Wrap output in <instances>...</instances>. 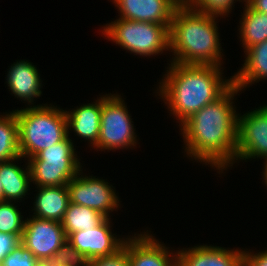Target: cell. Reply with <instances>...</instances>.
Returning <instances> with one entry per match:
<instances>
[{
  "label": "cell",
  "mask_w": 267,
  "mask_h": 266,
  "mask_svg": "<svg viewBox=\"0 0 267 266\" xmlns=\"http://www.w3.org/2000/svg\"><path fill=\"white\" fill-rule=\"evenodd\" d=\"M265 162H264V171H263V180H264V183H265V185L267 186V160H264Z\"/></svg>",
  "instance_id": "31"
},
{
  "label": "cell",
  "mask_w": 267,
  "mask_h": 266,
  "mask_svg": "<svg viewBox=\"0 0 267 266\" xmlns=\"http://www.w3.org/2000/svg\"><path fill=\"white\" fill-rule=\"evenodd\" d=\"M16 202L0 200V233L17 235L20 239L25 220Z\"/></svg>",
  "instance_id": "23"
},
{
  "label": "cell",
  "mask_w": 267,
  "mask_h": 266,
  "mask_svg": "<svg viewBox=\"0 0 267 266\" xmlns=\"http://www.w3.org/2000/svg\"><path fill=\"white\" fill-rule=\"evenodd\" d=\"M247 5L257 12L267 14V0H249Z\"/></svg>",
  "instance_id": "30"
},
{
  "label": "cell",
  "mask_w": 267,
  "mask_h": 266,
  "mask_svg": "<svg viewBox=\"0 0 267 266\" xmlns=\"http://www.w3.org/2000/svg\"><path fill=\"white\" fill-rule=\"evenodd\" d=\"M107 217L95 209L70 202L61 221L68 237L76 231H86L100 225Z\"/></svg>",
  "instance_id": "21"
},
{
  "label": "cell",
  "mask_w": 267,
  "mask_h": 266,
  "mask_svg": "<svg viewBox=\"0 0 267 266\" xmlns=\"http://www.w3.org/2000/svg\"><path fill=\"white\" fill-rule=\"evenodd\" d=\"M18 122L20 156L28 160L70 135L65 110L39 104L13 110Z\"/></svg>",
  "instance_id": "4"
},
{
  "label": "cell",
  "mask_w": 267,
  "mask_h": 266,
  "mask_svg": "<svg viewBox=\"0 0 267 266\" xmlns=\"http://www.w3.org/2000/svg\"><path fill=\"white\" fill-rule=\"evenodd\" d=\"M240 18L239 38L244 51L267 40V14L251 9L247 4Z\"/></svg>",
  "instance_id": "20"
},
{
  "label": "cell",
  "mask_w": 267,
  "mask_h": 266,
  "mask_svg": "<svg viewBox=\"0 0 267 266\" xmlns=\"http://www.w3.org/2000/svg\"><path fill=\"white\" fill-rule=\"evenodd\" d=\"M21 244L17 235L10 233H0V264L2 260Z\"/></svg>",
  "instance_id": "28"
},
{
  "label": "cell",
  "mask_w": 267,
  "mask_h": 266,
  "mask_svg": "<svg viewBox=\"0 0 267 266\" xmlns=\"http://www.w3.org/2000/svg\"><path fill=\"white\" fill-rule=\"evenodd\" d=\"M169 27L152 22H140L118 18L102 26V34L122 49L145 57L170 51Z\"/></svg>",
  "instance_id": "5"
},
{
  "label": "cell",
  "mask_w": 267,
  "mask_h": 266,
  "mask_svg": "<svg viewBox=\"0 0 267 266\" xmlns=\"http://www.w3.org/2000/svg\"><path fill=\"white\" fill-rule=\"evenodd\" d=\"M180 4H185L187 0H177Z\"/></svg>",
  "instance_id": "34"
},
{
  "label": "cell",
  "mask_w": 267,
  "mask_h": 266,
  "mask_svg": "<svg viewBox=\"0 0 267 266\" xmlns=\"http://www.w3.org/2000/svg\"><path fill=\"white\" fill-rule=\"evenodd\" d=\"M236 1L240 2V0H187L185 4L202 13L224 18L232 12Z\"/></svg>",
  "instance_id": "25"
},
{
  "label": "cell",
  "mask_w": 267,
  "mask_h": 266,
  "mask_svg": "<svg viewBox=\"0 0 267 266\" xmlns=\"http://www.w3.org/2000/svg\"><path fill=\"white\" fill-rule=\"evenodd\" d=\"M241 90L233 84L221 97L205 105L180 125L184 151L191 160L223 173L235 164L238 114L233 105ZM215 167V168H214Z\"/></svg>",
  "instance_id": "1"
},
{
  "label": "cell",
  "mask_w": 267,
  "mask_h": 266,
  "mask_svg": "<svg viewBox=\"0 0 267 266\" xmlns=\"http://www.w3.org/2000/svg\"><path fill=\"white\" fill-rule=\"evenodd\" d=\"M129 113L121 95H103L99 139L93 148L104 152L136 148L138 139Z\"/></svg>",
  "instance_id": "7"
},
{
  "label": "cell",
  "mask_w": 267,
  "mask_h": 266,
  "mask_svg": "<svg viewBox=\"0 0 267 266\" xmlns=\"http://www.w3.org/2000/svg\"><path fill=\"white\" fill-rule=\"evenodd\" d=\"M34 197V217L61 222L70 203L67 185L52 187H36Z\"/></svg>",
  "instance_id": "17"
},
{
  "label": "cell",
  "mask_w": 267,
  "mask_h": 266,
  "mask_svg": "<svg viewBox=\"0 0 267 266\" xmlns=\"http://www.w3.org/2000/svg\"><path fill=\"white\" fill-rule=\"evenodd\" d=\"M243 66L233 75V84L241 91L255 82L267 80V40L247 48Z\"/></svg>",
  "instance_id": "19"
},
{
  "label": "cell",
  "mask_w": 267,
  "mask_h": 266,
  "mask_svg": "<svg viewBox=\"0 0 267 266\" xmlns=\"http://www.w3.org/2000/svg\"><path fill=\"white\" fill-rule=\"evenodd\" d=\"M0 200H3V189L1 181H0Z\"/></svg>",
  "instance_id": "32"
},
{
  "label": "cell",
  "mask_w": 267,
  "mask_h": 266,
  "mask_svg": "<svg viewBox=\"0 0 267 266\" xmlns=\"http://www.w3.org/2000/svg\"><path fill=\"white\" fill-rule=\"evenodd\" d=\"M170 63L156 93L178 120V126L233 85V76L223 79L221 66Z\"/></svg>",
  "instance_id": "2"
},
{
  "label": "cell",
  "mask_w": 267,
  "mask_h": 266,
  "mask_svg": "<svg viewBox=\"0 0 267 266\" xmlns=\"http://www.w3.org/2000/svg\"><path fill=\"white\" fill-rule=\"evenodd\" d=\"M244 266H267V250L257 253L244 250Z\"/></svg>",
  "instance_id": "29"
},
{
  "label": "cell",
  "mask_w": 267,
  "mask_h": 266,
  "mask_svg": "<svg viewBox=\"0 0 267 266\" xmlns=\"http://www.w3.org/2000/svg\"><path fill=\"white\" fill-rule=\"evenodd\" d=\"M177 252V266H244V250L197 245Z\"/></svg>",
  "instance_id": "14"
},
{
  "label": "cell",
  "mask_w": 267,
  "mask_h": 266,
  "mask_svg": "<svg viewBox=\"0 0 267 266\" xmlns=\"http://www.w3.org/2000/svg\"><path fill=\"white\" fill-rule=\"evenodd\" d=\"M68 130L89 142L93 148L99 139L102 113V96L94 103L82 104L70 111L65 110Z\"/></svg>",
  "instance_id": "16"
},
{
  "label": "cell",
  "mask_w": 267,
  "mask_h": 266,
  "mask_svg": "<svg viewBox=\"0 0 267 266\" xmlns=\"http://www.w3.org/2000/svg\"><path fill=\"white\" fill-rule=\"evenodd\" d=\"M75 150L73 140L68 135L29 158L31 183L37 187L67 185L82 169L81 159Z\"/></svg>",
  "instance_id": "6"
},
{
  "label": "cell",
  "mask_w": 267,
  "mask_h": 266,
  "mask_svg": "<svg viewBox=\"0 0 267 266\" xmlns=\"http://www.w3.org/2000/svg\"><path fill=\"white\" fill-rule=\"evenodd\" d=\"M38 260L29 249L22 244L9 253L0 264L1 266H35Z\"/></svg>",
  "instance_id": "26"
},
{
  "label": "cell",
  "mask_w": 267,
  "mask_h": 266,
  "mask_svg": "<svg viewBox=\"0 0 267 266\" xmlns=\"http://www.w3.org/2000/svg\"><path fill=\"white\" fill-rule=\"evenodd\" d=\"M111 217L100 225L86 231H76L67 237V241L89 261L116 254L121 250L126 237H119L111 230Z\"/></svg>",
  "instance_id": "11"
},
{
  "label": "cell",
  "mask_w": 267,
  "mask_h": 266,
  "mask_svg": "<svg viewBox=\"0 0 267 266\" xmlns=\"http://www.w3.org/2000/svg\"><path fill=\"white\" fill-rule=\"evenodd\" d=\"M218 18L180 4L169 27V48L174 55L170 62L222 67Z\"/></svg>",
  "instance_id": "3"
},
{
  "label": "cell",
  "mask_w": 267,
  "mask_h": 266,
  "mask_svg": "<svg viewBox=\"0 0 267 266\" xmlns=\"http://www.w3.org/2000/svg\"><path fill=\"white\" fill-rule=\"evenodd\" d=\"M7 85L9 91L19 100L26 101L29 107L34 105V98H39L42 94V80L35 65L28 60H18L14 62L7 71Z\"/></svg>",
  "instance_id": "15"
},
{
  "label": "cell",
  "mask_w": 267,
  "mask_h": 266,
  "mask_svg": "<svg viewBox=\"0 0 267 266\" xmlns=\"http://www.w3.org/2000/svg\"><path fill=\"white\" fill-rule=\"evenodd\" d=\"M148 230L127 236L126 252L129 266H177V252L154 238Z\"/></svg>",
  "instance_id": "12"
},
{
  "label": "cell",
  "mask_w": 267,
  "mask_h": 266,
  "mask_svg": "<svg viewBox=\"0 0 267 266\" xmlns=\"http://www.w3.org/2000/svg\"><path fill=\"white\" fill-rule=\"evenodd\" d=\"M249 0H240V2H245L244 4H247V2H248Z\"/></svg>",
  "instance_id": "35"
},
{
  "label": "cell",
  "mask_w": 267,
  "mask_h": 266,
  "mask_svg": "<svg viewBox=\"0 0 267 266\" xmlns=\"http://www.w3.org/2000/svg\"><path fill=\"white\" fill-rule=\"evenodd\" d=\"M118 8L119 18L170 25L177 0H112Z\"/></svg>",
  "instance_id": "13"
},
{
  "label": "cell",
  "mask_w": 267,
  "mask_h": 266,
  "mask_svg": "<svg viewBox=\"0 0 267 266\" xmlns=\"http://www.w3.org/2000/svg\"><path fill=\"white\" fill-rule=\"evenodd\" d=\"M82 170L67 184L70 202L95 209L109 218L120 207L115 188L105 179L83 175Z\"/></svg>",
  "instance_id": "8"
},
{
  "label": "cell",
  "mask_w": 267,
  "mask_h": 266,
  "mask_svg": "<svg viewBox=\"0 0 267 266\" xmlns=\"http://www.w3.org/2000/svg\"><path fill=\"white\" fill-rule=\"evenodd\" d=\"M35 266H46L43 261H38Z\"/></svg>",
  "instance_id": "33"
},
{
  "label": "cell",
  "mask_w": 267,
  "mask_h": 266,
  "mask_svg": "<svg viewBox=\"0 0 267 266\" xmlns=\"http://www.w3.org/2000/svg\"><path fill=\"white\" fill-rule=\"evenodd\" d=\"M4 114L0 115V162L21 157L17 117L13 110Z\"/></svg>",
  "instance_id": "22"
},
{
  "label": "cell",
  "mask_w": 267,
  "mask_h": 266,
  "mask_svg": "<svg viewBox=\"0 0 267 266\" xmlns=\"http://www.w3.org/2000/svg\"><path fill=\"white\" fill-rule=\"evenodd\" d=\"M43 263L46 266H88L89 260L67 241Z\"/></svg>",
  "instance_id": "24"
},
{
  "label": "cell",
  "mask_w": 267,
  "mask_h": 266,
  "mask_svg": "<svg viewBox=\"0 0 267 266\" xmlns=\"http://www.w3.org/2000/svg\"><path fill=\"white\" fill-rule=\"evenodd\" d=\"M267 160V104L238 114L236 160Z\"/></svg>",
  "instance_id": "9"
},
{
  "label": "cell",
  "mask_w": 267,
  "mask_h": 266,
  "mask_svg": "<svg viewBox=\"0 0 267 266\" xmlns=\"http://www.w3.org/2000/svg\"><path fill=\"white\" fill-rule=\"evenodd\" d=\"M88 266H129L126 241L123 248L116 254L91 260Z\"/></svg>",
  "instance_id": "27"
},
{
  "label": "cell",
  "mask_w": 267,
  "mask_h": 266,
  "mask_svg": "<svg viewBox=\"0 0 267 266\" xmlns=\"http://www.w3.org/2000/svg\"><path fill=\"white\" fill-rule=\"evenodd\" d=\"M31 217L25 218L20 241L38 261H43L67 242V236L61 222Z\"/></svg>",
  "instance_id": "10"
},
{
  "label": "cell",
  "mask_w": 267,
  "mask_h": 266,
  "mask_svg": "<svg viewBox=\"0 0 267 266\" xmlns=\"http://www.w3.org/2000/svg\"><path fill=\"white\" fill-rule=\"evenodd\" d=\"M18 160H22V157L7 162H0V181L3 189V200L14 201L16 203L22 202V198L29 195L28 191L30 190L29 186L31 184V172L28 161L24 169L18 165Z\"/></svg>",
  "instance_id": "18"
}]
</instances>
